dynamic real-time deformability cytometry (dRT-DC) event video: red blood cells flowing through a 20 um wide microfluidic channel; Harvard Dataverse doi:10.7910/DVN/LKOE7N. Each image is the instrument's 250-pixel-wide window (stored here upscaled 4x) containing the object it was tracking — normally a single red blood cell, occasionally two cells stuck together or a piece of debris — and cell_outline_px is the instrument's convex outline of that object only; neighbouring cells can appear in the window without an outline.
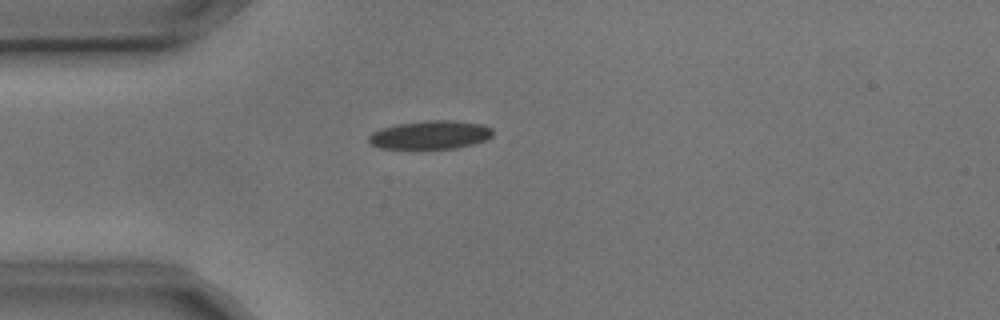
{"species": "common noctule bat (a hibernating species)", "species_latin": "Nyctalus noctula", "temperature_condition": "cold", "stored_images_in_passage": 1, "camera_frame_rate_fps": 3000, "um_per_image_px": 0.085, "animal": {"sex": "male", "body_mass_g": 17.9, "forearm_length_mm": 54.2}, "frame": {"image": 1, "passage_image": 1, "time_ms": 0.0, "image_size_px": [1000, 320], "cell_outline_px": [[492, 136], [488, 140], [456, 148], [380, 148], [372, 144], [368, 140], [368, 136], [372, 132], [380, 128], [396, 124], [428, 120], [452, 120], [480, 124], [492, 128]], "centroid_in_image_um": [36.57, 11.46], "position_along_channel_um": 48.4, "area_um2": 20.52}}